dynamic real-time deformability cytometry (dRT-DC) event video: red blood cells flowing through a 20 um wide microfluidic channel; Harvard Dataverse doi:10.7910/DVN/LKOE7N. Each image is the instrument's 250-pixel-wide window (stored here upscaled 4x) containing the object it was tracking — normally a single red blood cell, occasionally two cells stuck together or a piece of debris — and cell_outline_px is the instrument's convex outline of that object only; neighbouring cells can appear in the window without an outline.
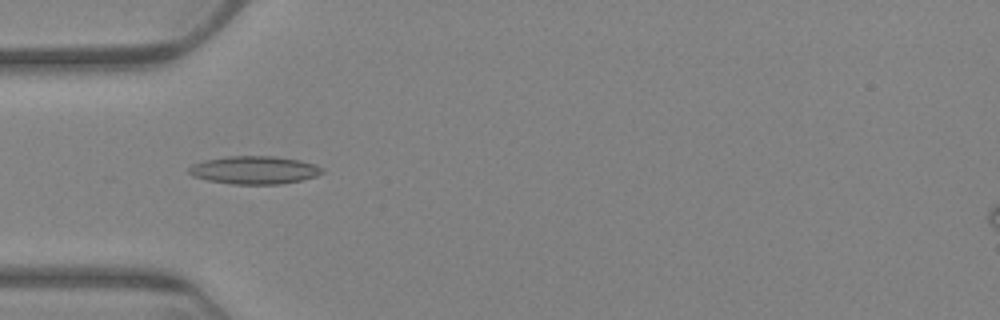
{"species": "Egyptian fruit bat (a non-hibernating species)", "species_latin": "Rousettus aegyptiacus", "temperature_condition": "warm", "stored_images_in_passage": 14, "camera_frame_rate_fps": 3000, "um_per_image_px": 0.085, "animal": {"sex": "female"}, "frame": {"image": 1, "passage_image": 6, "time_ms": 1.667, "image_size_px": [1000, 320], "cell_outline_px": [[324, 172], [316, 176], [300, 180], [280, 184], [232, 184], [208, 180], [192, 176], [188, 172], [188, 168], [192, 164], [204, 160], [224, 156], [276, 156], [300, 160], [316, 164], [324, 168]], "centroid_in_image_um": [21.62, 14.44], "position_along_channel_um": 63.4, "area_um2": 21.91}}
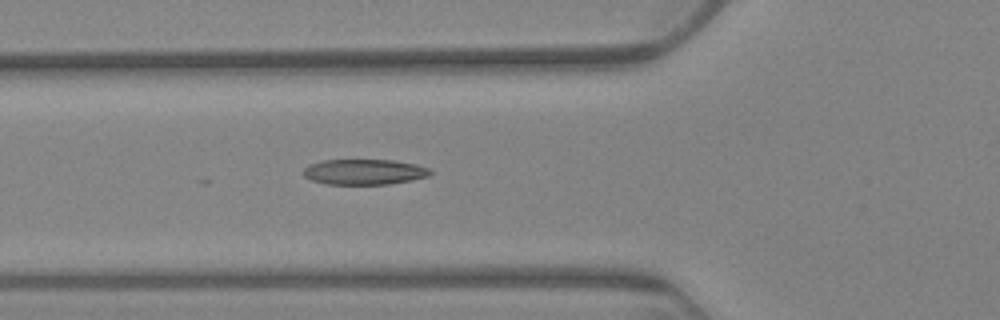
{"frame": {"image": 2, "passage_image": 9, "time_ms": 2.667, "image_size_px": [1000, 320], "cell_outline_px": [[432, 172], [428, 176], [412, 180], [388, 184], [324, 184], [312, 180], [304, 176], [304, 168], [308, 164], [320, 160], [392, 160], [416, 164], [428, 168]], "centroid_in_image_um": [30.93, 14.61], "position_along_channel_um": 94.9, "area_um2": 18.84}}
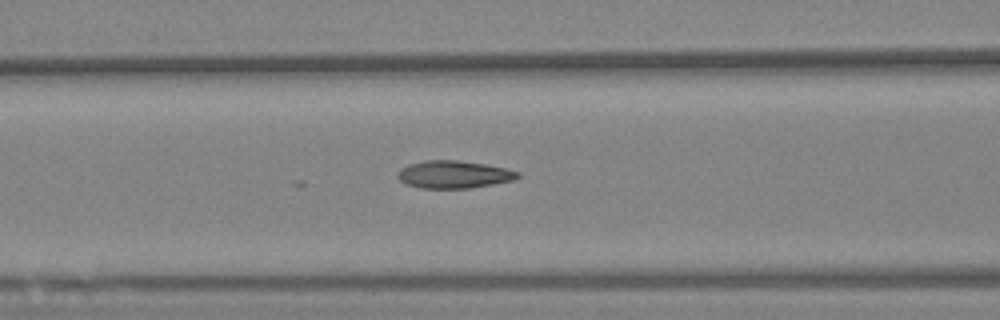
{"frame": {"image": 3, "passage_image": 12, "time_ms": 3.667, "image_size_px": [1000, 320], "cell_outline_px": [[520, 176], [516, 180], [468, 188], [420, 188], [404, 184], [396, 176], [400, 168], [408, 164], [424, 160], [456, 160], [484, 164], [504, 168], [520, 172]], "centroid_in_image_um": [38.54, 14.83], "position_along_channel_um": 128.1, "area_um2": 19.36}}